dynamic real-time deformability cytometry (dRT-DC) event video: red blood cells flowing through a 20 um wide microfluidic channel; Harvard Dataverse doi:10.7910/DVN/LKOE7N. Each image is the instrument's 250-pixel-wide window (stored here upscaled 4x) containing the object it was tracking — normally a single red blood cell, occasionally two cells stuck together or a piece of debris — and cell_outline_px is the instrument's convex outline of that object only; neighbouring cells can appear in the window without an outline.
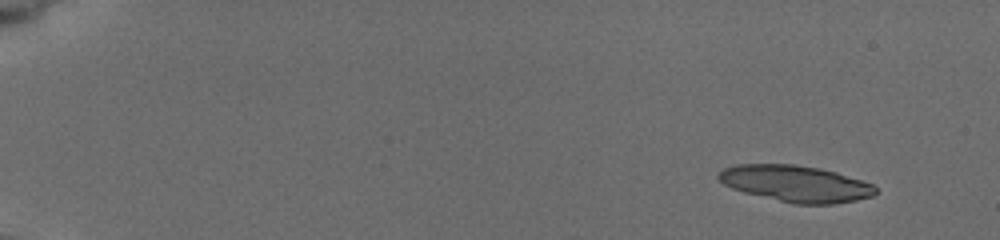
{"species": "common noctule bat (a hibernating species)", "species_latin": "Nyctalus noctula", "temperature_condition": "cold", "stored_images_in_passage": 10, "camera_frame_rate_fps": 3000, "um_per_image_px": 0.085, "animal": {"sex": "female", "body_mass_g": 19.5, "forearm_length_mm": 54.1}, "frame": {"image": 1, "passage_image": 1, "time_ms": 0.0, "image_size_px": [1000, 240], "cell_outline_px": [[880, 192], [872, 196], [856, 200], [832, 204], [792, 204], [744, 192], [732, 188], [724, 184], [716, 176], [724, 168], [736, 164], [792, 164], [820, 168], [836, 172], [872, 184]], "centroid_in_image_um": [67.64, 15.61], "position_along_channel_um": 17.4, "area_um2": 33.29}}
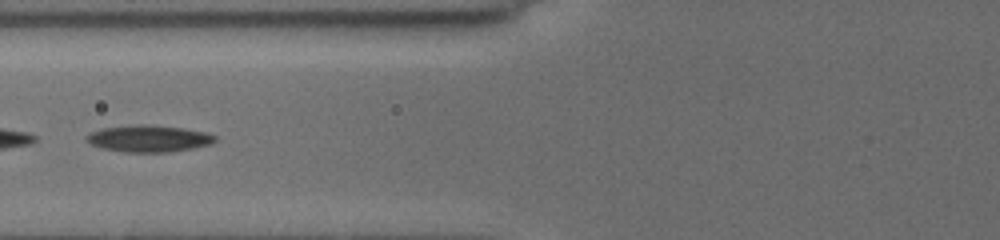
{"frame": {"image": 2, "passage_image": 9, "time_ms": 6.667, "image_size_px": [1000, 240], "cell_outline_px": [[216, 140], [212, 144], [192, 148], [168, 152], [124, 152], [100, 148], [88, 144], [84, 140], [84, 136], [92, 132], [104, 128], [136, 124], [148, 124], [180, 128], [204, 132], [216, 136]], "centroid_in_image_um": [12.58, 11.78], "position_along_channel_um": 113.2, "area_um2": 20.11}}
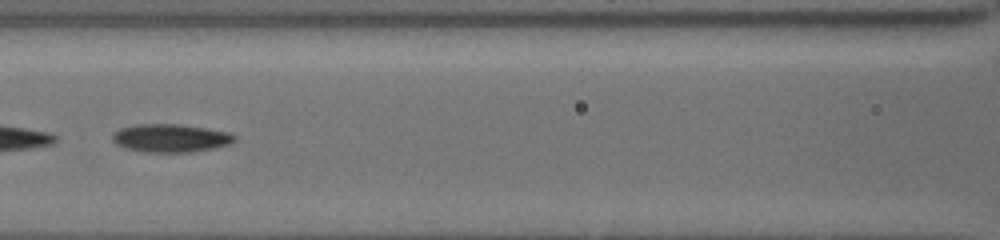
{"frame": {"image": 3, "passage_image": 10, "time_ms": 7.667, "image_size_px": [1000, 240], "cell_outline_px": [[236, 140], [228, 144], [216, 148], [188, 152], [144, 152], [128, 148], [116, 144], [112, 140], [112, 136], [120, 128], [136, 124], [176, 124], [204, 128], [228, 132], [236, 136]], "centroid_in_image_um": [14.5, 11.74], "position_along_channel_um": 152.1, "area_um2": 19.83}}